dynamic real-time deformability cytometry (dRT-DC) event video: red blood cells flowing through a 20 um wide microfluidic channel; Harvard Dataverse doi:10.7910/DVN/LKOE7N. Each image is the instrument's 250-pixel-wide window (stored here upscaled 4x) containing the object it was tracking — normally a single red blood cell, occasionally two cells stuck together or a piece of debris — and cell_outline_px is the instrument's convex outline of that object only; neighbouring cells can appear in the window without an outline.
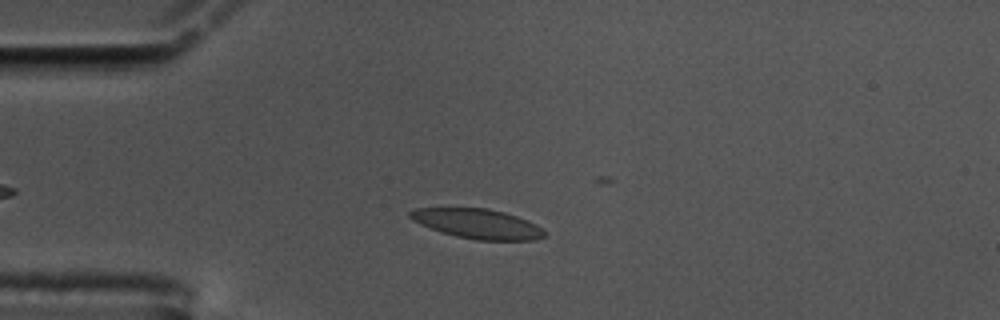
{"species": "common noctule bat (a hibernating species)", "species_latin": "Nyctalus noctula", "temperature_condition": "cold", "stored_images_in_passage": 51, "camera_frame_rate_fps": 3000, "um_per_image_px": 0.085, "animal": {"sex": "male", "body_mass_g": 17.5, "forearm_length_mm": 52.3}, "frame": {"image": 1, "passage_image": 12, "time_ms": 3.667, "image_size_px": [1000, 320], "cell_outline_px": [[548, 236], [536, 240], [476, 240], [456, 236], [420, 224], [412, 220], [408, 216], [408, 212], [416, 208], [488, 208], [504, 212], [528, 220], [536, 224], [548, 232]], "centroid_in_image_um": [40.65, 19.02], "position_along_channel_um": 44.3, "area_um2": 23.35}}
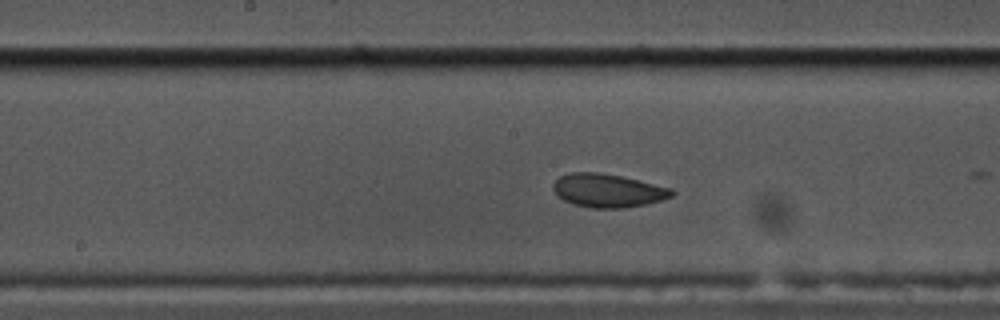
{"frame": {"image": 2, "passage_image": 27, "time_ms": 8.667, "image_size_px": [1000, 320], "cell_outline_px": [[676, 192], [672, 196], [648, 204], [624, 208], [592, 208], [576, 204], [564, 200], [552, 188], [552, 184], [560, 176], [568, 172], [596, 172], [620, 176], [672, 188]], "centroid_in_image_um": [51.68, 16.19], "position_along_channel_um": 196.5, "area_um2": 22.95}}
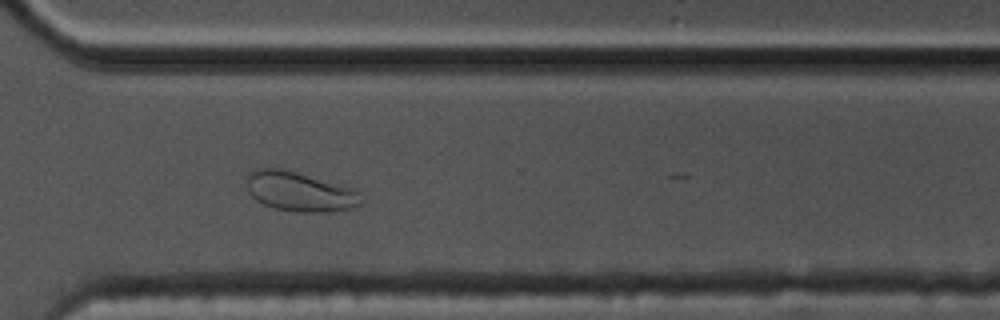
{"frame": {"image": 3, "passage_image": 40, "time_ms": 13.0, "image_size_px": [1000, 320], "cell_outline_px": [[364, 204], [352, 208], [328, 212], [296, 212], [276, 208], [264, 204], [256, 200], [248, 192], [244, 176], [248, 172], [256, 168], [280, 168], [296, 172], [348, 188], [356, 192], [364, 200]], "centroid_in_image_um": [25.4, 16.29], "position_along_channel_um": 345.2, "area_um2": 26.24}, "authors_computed_cell_mechanics": {"area_um2": 23.3512, "velocity_mm_per_s": 3.4274, "shape_relaxation_time_tau1_ms": 5.0964, "shape_relaxation_time_tau2_ms": 2.0588, "deformation_change_tau1": 0.1273, "deformation_change_tau2": 0.0496}}